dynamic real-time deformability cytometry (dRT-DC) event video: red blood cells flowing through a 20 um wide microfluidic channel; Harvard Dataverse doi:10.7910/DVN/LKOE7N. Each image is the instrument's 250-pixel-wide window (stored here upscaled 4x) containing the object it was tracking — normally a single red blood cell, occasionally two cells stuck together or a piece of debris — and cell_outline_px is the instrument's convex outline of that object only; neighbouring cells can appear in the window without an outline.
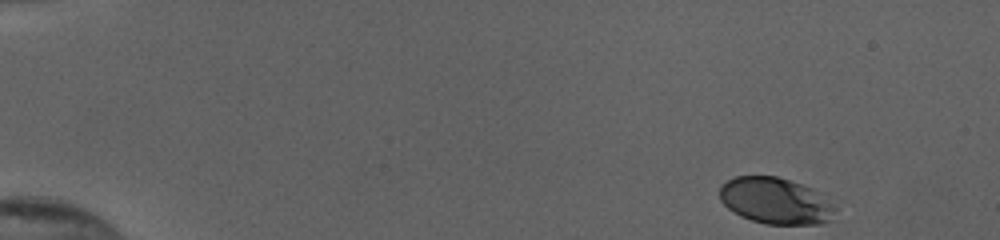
{"species": "human", "species_latin": "Homo sapiens", "temperature_condition": "cold", "stored_images_in_passage": 50, "camera_frame_rate_fps": 3000, "um_per_image_px": 0.085, "donor": {"sex": "female"}, "frame": {"image": 1, "passage_image": 1, "time_ms": 0.0, "image_size_px": [1000, 240], "cell_outline_px": [[836, 208], [828, 220], [824, 224], [764, 224], [740, 216], [728, 208], [720, 200], [720, 188], [728, 180], [736, 176], [776, 176], [812, 188], [832, 204]], "centroid_in_image_um": [65.89, 17.08], "position_along_channel_um": 19.1, "area_um2": 30.81}}
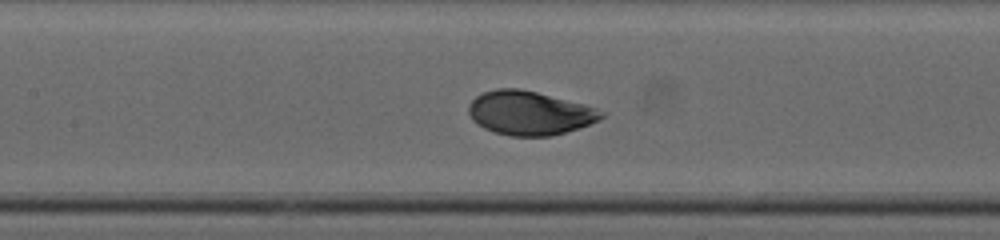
{"frame": {"image": 2, "passage_image": 23, "time_ms": 7.333, "image_size_px": [1000, 240], "cell_outline_px": [[608, 112], [600, 120], [580, 128], [552, 136], [512, 136], [496, 132], [484, 128], [472, 120], [468, 112], [468, 104], [476, 96], [484, 92], [496, 88], [520, 88], [584, 104]], "centroid_in_image_um": [45.03, 9.6], "position_along_channel_um": 162.4, "area_um2": 34.1}}
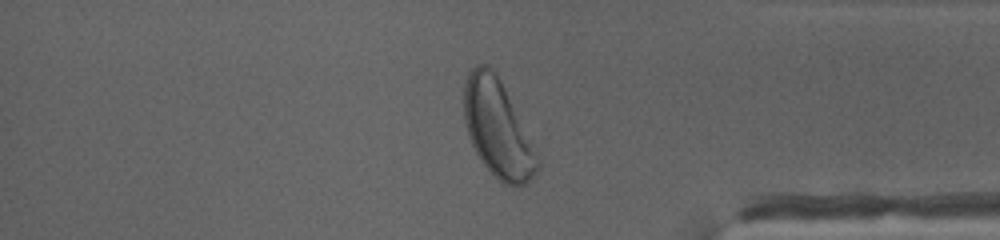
{"frame": {"image": 3, "passage_image": 42, "time_ms": 13.667, "image_size_px": [1000, 240], "cell_outline_px": [[540, 168], [524, 184], [504, 184], [484, 164], [476, 152], [472, 144], [468, 132], [464, 116], [464, 84], [468, 72], [476, 64], [488, 64], [492, 68], [500, 80], [540, 160]], "centroid_in_image_um": [42.27, 10.89], "position_along_channel_um": 392.9, "area_um2": 40.46}, "authors_computed_cell_mechanics": {"area_um2": 33.5818, "velocity_mm_per_s": 3.8392, "shape_relaxation_time_tau1_ms": 2.5775, "shape_relaxation_time_tau2_ms": null, "deformation_change_tau1": 0.1471, "deformation_change_tau2": null}}